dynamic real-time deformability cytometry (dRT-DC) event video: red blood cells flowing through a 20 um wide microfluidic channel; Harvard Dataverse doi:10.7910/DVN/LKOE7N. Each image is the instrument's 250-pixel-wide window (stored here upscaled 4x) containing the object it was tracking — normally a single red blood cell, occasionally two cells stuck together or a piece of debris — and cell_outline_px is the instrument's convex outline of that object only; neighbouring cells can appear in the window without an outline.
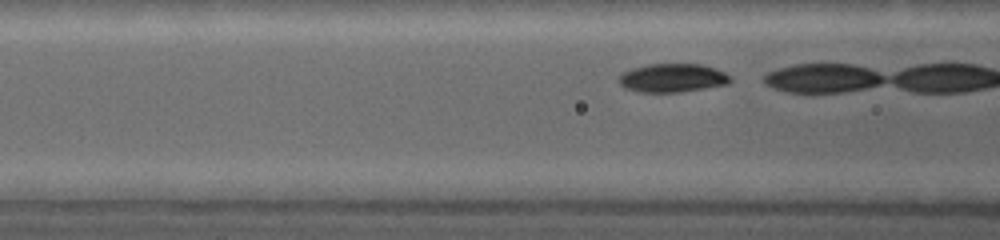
{"species": "common noctule bat (a hibernating species)", "species_latin": "Nyctalus noctula", "temperature_condition": "warm", "stored_images_in_passage": 40, "camera_frame_rate_fps": 5000, "um_per_image_px": 0.085, "animal": {"sex": "female", "body_mass_g": 19.0, "forearm_length_mm": 53.3}, "frame": {"image": 1, "passage_image": 7, "time_ms": 1.2, "image_size_px": [1000, 240], "cell_outline_px": [[732, 80], [724, 84], [676, 92], [644, 92], [628, 88], [620, 84], [620, 76], [624, 72], [632, 68], [644, 64], [700, 64], [716, 68], [724, 72]], "centroid_in_image_um": [57.14, 6.6], "position_along_channel_um": 109.5, "area_um2": 18.03}}